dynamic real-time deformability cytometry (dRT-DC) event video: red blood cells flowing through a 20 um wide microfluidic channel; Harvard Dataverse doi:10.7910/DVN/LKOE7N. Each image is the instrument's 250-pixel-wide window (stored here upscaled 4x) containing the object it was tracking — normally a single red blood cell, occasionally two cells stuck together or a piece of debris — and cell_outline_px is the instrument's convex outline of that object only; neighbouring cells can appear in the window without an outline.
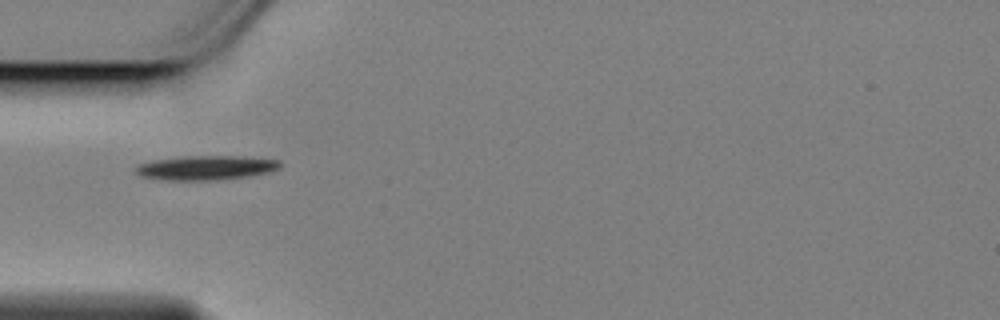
{"species": "Egyptian fruit bat (a non-hibernating species)", "species_latin": "Rousettus aegyptiacus", "temperature_condition": "cold", "stored_images_in_passage": 41, "camera_frame_rate_fps": 3000, "um_per_image_px": 0.085, "animal": {"sex": "female"}, "frame": {"image": 1, "passage_image": 1, "time_ms": 0.0, "image_size_px": [1000, 320], "cell_outline_px": [[280, 168], [268, 172], [248, 176], [216, 180], [168, 180], [140, 176], [132, 172], [132, 168], [140, 164], [152, 160], [184, 156], [244, 156], [280, 160]], "centroid_in_image_um": [17.46, 14.25], "position_along_channel_um": 67.5, "area_um2": 20.63}}
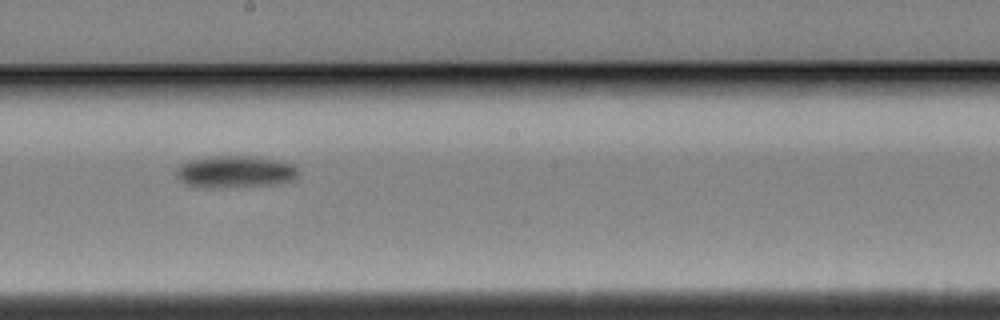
{"frame": {"image": 2, "passage_image": 15, "time_ms": 4.667, "image_size_px": [1000, 320], "cell_outline_px": [[300, 172], [292, 180], [272, 184], [188, 184], [180, 180], [176, 176], [176, 168], [180, 164], [188, 160], [208, 156], [260, 156], [292, 164]], "centroid_in_image_um": [20.01, 14.51], "position_along_channel_um": 228.2, "area_um2": 21.5}}
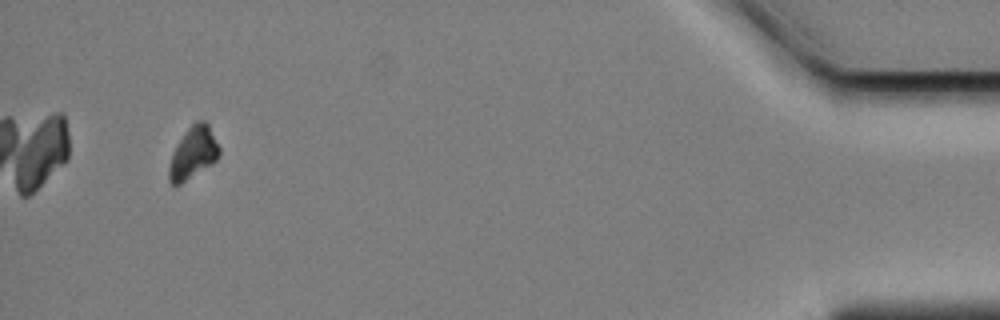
{"frame": {"image": 3, "passage_image": 38, "time_ms": 12.333, "image_size_px": [1000, 320], "cell_outline_px": [[220, 156], [216, 160], [180, 184], [172, 184], [168, 180], [168, 164], [172, 152], [184, 132], [196, 120], [204, 120], [208, 124], [220, 148]], "centroid_in_image_um": [16.4, 12.97], "position_along_channel_um": 418.8, "area_um2": 15.14}, "authors_computed_cell_mechanics": {"area_um2": 19.652, "velocity_mm_per_s": 3.4361, "shape_relaxation_time_tau1_ms": 2.2857, "shape_relaxation_time_tau2_ms": null, "deformation_change_tau1": 0.1772, "deformation_change_tau2": null}}